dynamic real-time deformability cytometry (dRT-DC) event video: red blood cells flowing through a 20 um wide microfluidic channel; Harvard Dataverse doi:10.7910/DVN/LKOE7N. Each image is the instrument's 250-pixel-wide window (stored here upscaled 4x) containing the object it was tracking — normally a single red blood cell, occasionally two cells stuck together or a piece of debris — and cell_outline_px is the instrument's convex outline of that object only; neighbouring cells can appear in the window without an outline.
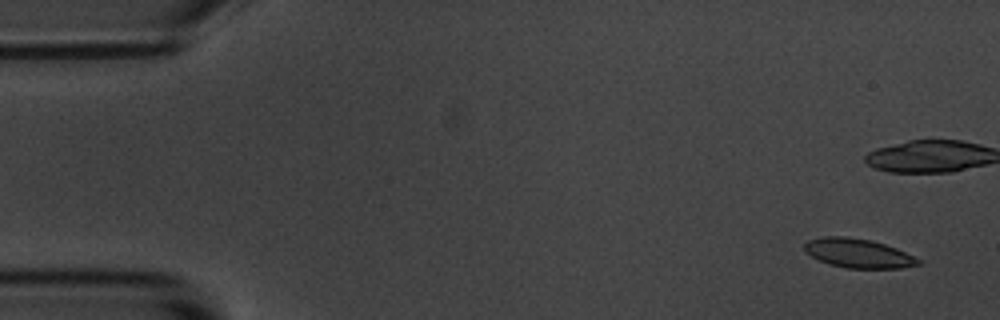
{"species": "common noctule bat (a hibernating species)", "species_latin": "Nyctalus noctula", "temperature_condition": "room temperature", "stored_images_in_passage": 54, "camera_frame_rate_fps": 3000, "um_per_image_px": 0.085, "animal": {"sex": "male", "body_mass_g": 20.1, "forearm_length_mm": 53.5}, "frame": {"image": 1, "passage_image": 1, "time_ms": 0.0, "image_size_px": [1000, 320], "cell_outline_px": [[920, 264], [900, 268], [848, 268], [832, 264], [820, 260], [804, 252], [804, 244], [808, 240], [824, 236], [848, 236], [872, 240], [896, 248], [920, 260]], "centroid_in_image_um": [72.91, 21.51], "position_along_channel_um": 12.1, "area_um2": 19.13}, "authors_computed_cell_mechanics": {"area_um2": 19.7965, "velocity_mm_per_s": 3.6255, "shape_relaxation_time_tau1_ms": 2.71, "shape_relaxation_time_tau2_ms": 1.4913, "deformation_change_tau1": 0.1216, "deformation_change_tau2": 0.0695}}